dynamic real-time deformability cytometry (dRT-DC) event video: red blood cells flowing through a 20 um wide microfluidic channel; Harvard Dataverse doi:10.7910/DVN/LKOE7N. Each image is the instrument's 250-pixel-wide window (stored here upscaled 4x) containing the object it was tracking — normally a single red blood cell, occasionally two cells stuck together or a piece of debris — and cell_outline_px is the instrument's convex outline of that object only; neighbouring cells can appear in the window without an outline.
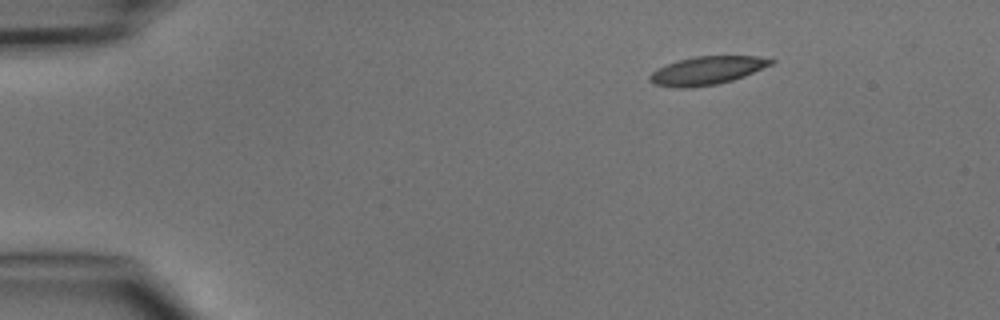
{"species": "common noctule bat (a hibernating species)", "species_latin": "Nyctalus noctula", "temperature_condition": "cold", "stored_images_in_passage": 3, "camera_frame_rate_fps": 3000, "um_per_image_px": 0.085, "animal": {"sex": "male", "body_mass_g": 15.6}, "frame": {"image": 1, "passage_image": 1, "time_ms": 0.0, "image_size_px": [1000, 320], "cell_outline_px": [[776, 60], [772, 64], [744, 76], [732, 80], [716, 84], [688, 88], [676, 88], [652, 84], [648, 80], [648, 76], [656, 68], [680, 60], [696, 56], [756, 56]], "centroid_in_image_um": [60.04, 6.0], "position_along_channel_um": 25.0, "area_um2": 19.88}}